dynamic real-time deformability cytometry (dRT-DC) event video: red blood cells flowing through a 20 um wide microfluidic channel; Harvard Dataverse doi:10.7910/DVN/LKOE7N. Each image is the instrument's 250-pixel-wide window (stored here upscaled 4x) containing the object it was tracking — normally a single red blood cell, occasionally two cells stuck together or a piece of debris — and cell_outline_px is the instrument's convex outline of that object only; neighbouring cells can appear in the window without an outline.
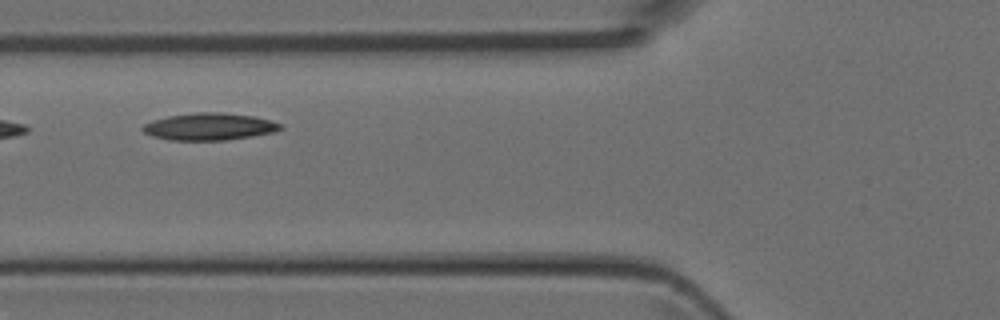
{"species": "Egyptian fruit bat (a non-hibernating species)", "species_latin": "Rousettus aegyptiacus", "temperature_condition": "room temperature", "stored_images_in_passage": 4, "camera_frame_rate_fps": 3000, "um_per_image_px": 0.085, "animal": {"sex": "female"}, "frame": {"image": 1, "passage_image": 3, "time_ms": 0.667, "image_size_px": [1000, 320], "cell_outline_px": [[284, 128], [276, 132], [252, 136], [224, 140], [168, 140], [152, 136], [144, 132], [140, 128], [144, 124], [152, 120], [168, 116], [196, 112], [224, 112], [252, 116], [268, 120], [280, 124]], "centroid_in_image_um": [17.77, 10.76], "position_along_channel_um": 108.0, "area_um2": 21.79}}
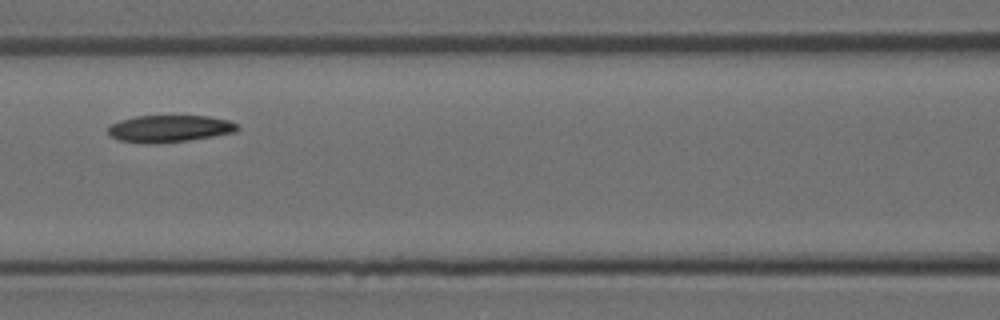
{"frame": {"image": 2, "passage_image": 4, "time_ms": 1.0, "image_size_px": [1000, 320], "cell_outline_px": [[240, 128], [236, 132], [188, 140], [148, 144], [144, 144], [120, 140], [112, 136], [108, 132], [108, 124], [120, 120], [136, 116], [208, 116], [228, 120], [236, 124]], "centroid_in_image_um": [14.38, 10.93], "position_along_channel_um": 152.2, "area_um2": 20.29}}